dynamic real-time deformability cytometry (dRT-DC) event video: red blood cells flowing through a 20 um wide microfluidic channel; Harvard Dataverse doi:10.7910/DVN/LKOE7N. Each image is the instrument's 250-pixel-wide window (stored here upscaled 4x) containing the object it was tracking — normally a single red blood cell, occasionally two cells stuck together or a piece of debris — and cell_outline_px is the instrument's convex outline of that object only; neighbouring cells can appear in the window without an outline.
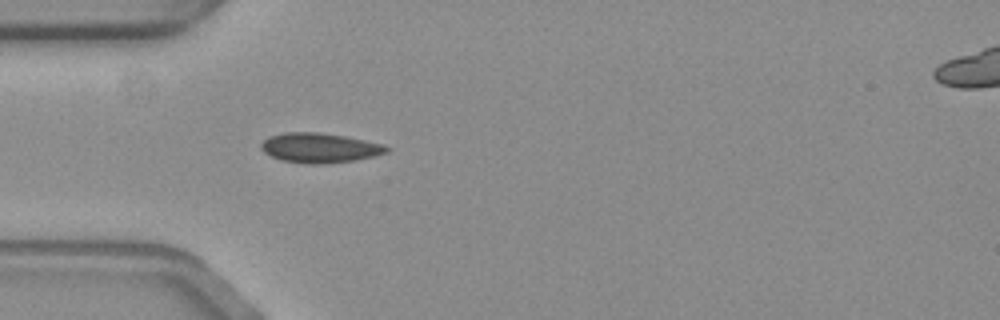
{"species": "common noctule bat (a hibernating species)", "species_latin": "Nyctalus noctula", "temperature_condition": "warm", "stored_images_in_passage": 41, "camera_frame_rate_fps": 3000, "um_per_image_px": 0.085, "animal": {"sex": "female", "body_mass_g": 19.3, "forearm_length_mm": 54.1}, "frame": {"image": 1, "passage_image": 1, "time_ms": 0.0, "image_size_px": [1000, 320], "cell_outline_px": [[392, 148], [388, 152], [356, 160], [324, 164], [304, 164], [280, 160], [264, 152], [260, 148], [260, 144], [268, 136], [284, 132], [320, 132], [344, 136], [384, 144]], "centroid_in_image_um": [27.16, 12.57], "position_along_channel_um": 57.8, "area_um2": 21.96}}
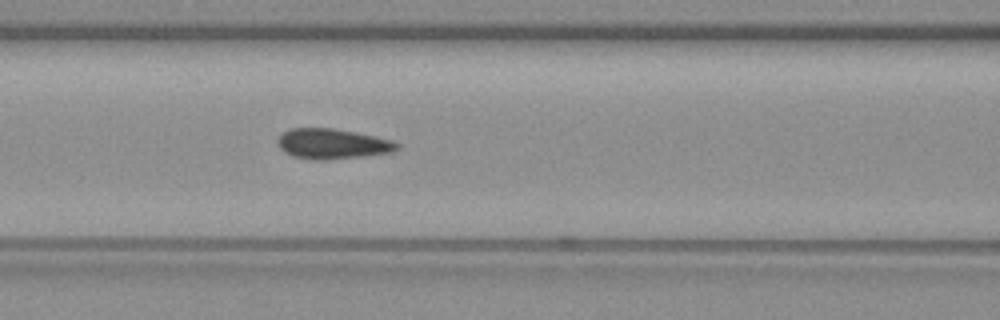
{"frame": {"image": 2, "passage_image": 8, "time_ms": 2.333, "image_size_px": [1000, 320], "cell_outline_px": [[400, 148], [392, 152], [364, 156], [324, 160], [312, 160], [292, 156], [284, 152], [276, 144], [276, 140], [288, 128], [332, 128], [356, 132], [376, 136], [392, 140], [400, 144]], "centroid_in_image_um": [28.24, 12.23], "position_along_channel_um": 138.4, "area_um2": 21.27}}
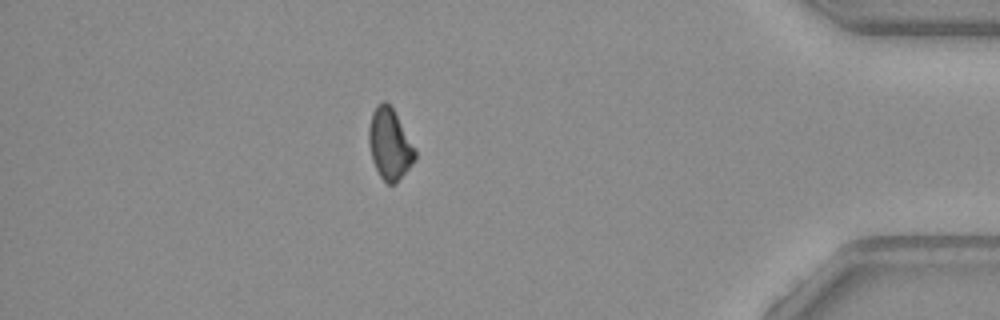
{"frame": {"image": 3, "passage_image": 34, "time_ms": 11.0, "image_size_px": [1000, 320], "cell_outline_px": [[416, 160], [396, 184], [388, 184], [380, 176], [372, 160], [368, 144], [368, 128], [372, 112], [376, 104], [384, 100], [392, 108], [416, 152]], "centroid_in_image_um": [33.09, 12.27], "position_along_channel_um": 402.1, "area_um2": 18.96}, "authors_computed_cell_mechanics": {"area_um2": 20.3456, "velocity_mm_per_s": 3.5699, "shape_relaxation_time_tau1_ms": null, "shape_relaxation_time_tau2_ms": 1.4324, "deformation_change_tau1": null, "deformation_change_tau2": 0.0204}}